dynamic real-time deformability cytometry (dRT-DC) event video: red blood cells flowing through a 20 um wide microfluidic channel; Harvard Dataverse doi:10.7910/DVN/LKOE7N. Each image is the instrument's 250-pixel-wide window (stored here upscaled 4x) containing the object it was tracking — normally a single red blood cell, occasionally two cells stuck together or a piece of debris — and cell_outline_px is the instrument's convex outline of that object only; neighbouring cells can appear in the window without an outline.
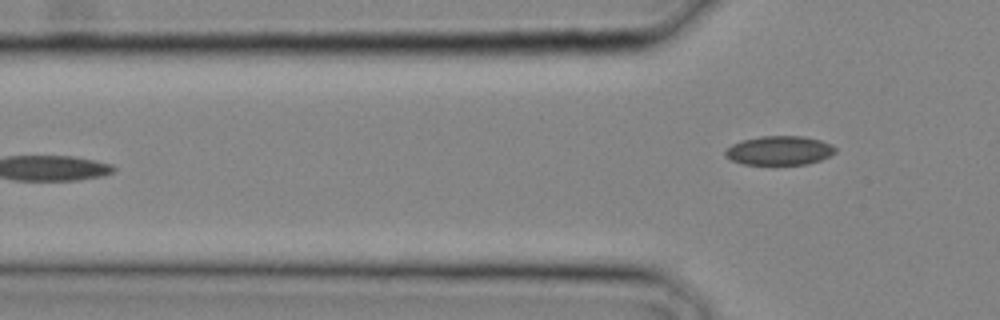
{"species": "common noctule bat (a hibernating species)", "species_latin": "Nyctalus noctula", "temperature_condition": "cold", "stored_images_in_passage": 4, "segment_of_instrument_passage": [2, 2], "camera_frame_rate_fps": 3000, "um_per_image_px": 0.085, "animal": {"sex": "male", "body_mass_g": 20.4}, "frame": {"image": 1, "passage_image": 4, "time_ms": 1.0, "image_size_px": [1000, 320], "cell_outline_px": [[836, 152], [820, 160], [808, 164], [744, 164], [732, 160], [724, 156], [724, 152], [732, 144], [744, 140], [760, 136], [804, 136], [820, 140], [832, 144], [836, 148]], "centroid_in_image_um": [66.26, 12.79], "position_along_channel_um": 59.5, "area_um2": 18.55}}